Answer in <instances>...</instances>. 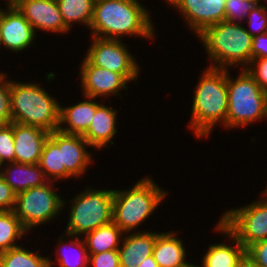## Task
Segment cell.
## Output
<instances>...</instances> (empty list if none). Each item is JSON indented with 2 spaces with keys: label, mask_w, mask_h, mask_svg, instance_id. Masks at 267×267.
I'll return each mask as SVG.
<instances>
[{
  "label": "cell",
  "mask_w": 267,
  "mask_h": 267,
  "mask_svg": "<svg viewBox=\"0 0 267 267\" xmlns=\"http://www.w3.org/2000/svg\"><path fill=\"white\" fill-rule=\"evenodd\" d=\"M149 14L137 0H95L90 23L92 36L114 40L124 34L152 38Z\"/></svg>",
  "instance_id": "obj_1"
},
{
  "label": "cell",
  "mask_w": 267,
  "mask_h": 267,
  "mask_svg": "<svg viewBox=\"0 0 267 267\" xmlns=\"http://www.w3.org/2000/svg\"><path fill=\"white\" fill-rule=\"evenodd\" d=\"M227 69L208 68L194 92L191 126L198 137L208 136L217 122L226 126Z\"/></svg>",
  "instance_id": "obj_2"
},
{
  "label": "cell",
  "mask_w": 267,
  "mask_h": 267,
  "mask_svg": "<svg viewBox=\"0 0 267 267\" xmlns=\"http://www.w3.org/2000/svg\"><path fill=\"white\" fill-rule=\"evenodd\" d=\"M197 36L204 43L211 61L215 62L210 67L226 69L236 63L249 67L253 37L239 22L224 20L204 28Z\"/></svg>",
  "instance_id": "obj_3"
},
{
  "label": "cell",
  "mask_w": 267,
  "mask_h": 267,
  "mask_svg": "<svg viewBox=\"0 0 267 267\" xmlns=\"http://www.w3.org/2000/svg\"><path fill=\"white\" fill-rule=\"evenodd\" d=\"M12 122L40 127L48 132L58 130L60 105L37 84L10 81Z\"/></svg>",
  "instance_id": "obj_4"
},
{
  "label": "cell",
  "mask_w": 267,
  "mask_h": 267,
  "mask_svg": "<svg viewBox=\"0 0 267 267\" xmlns=\"http://www.w3.org/2000/svg\"><path fill=\"white\" fill-rule=\"evenodd\" d=\"M165 194L151 178L140 179L130 190H114L112 221L123 232L137 228L155 211Z\"/></svg>",
  "instance_id": "obj_5"
},
{
  "label": "cell",
  "mask_w": 267,
  "mask_h": 267,
  "mask_svg": "<svg viewBox=\"0 0 267 267\" xmlns=\"http://www.w3.org/2000/svg\"><path fill=\"white\" fill-rule=\"evenodd\" d=\"M234 81L227 73L226 127L245 126L267 117V92L244 69Z\"/></svg>",
  "instance_id": "obj_6"
},
{
  "label": "cell",
  "mask_w": 267,
  "mask_h": 267,
  "mask_svg": "<svg viewBox=\"0 0 267 267\" xmlns=\"http://www.w3.org/2000/svg\"><path fill=\"white\" fill-rule=\"evenodd\" d=\"M114 190H85L70 209L67 236L87 234L112 222Z\"/></svg>",
  "instance_id": "obj_7"
},
{
  "label": "cell",
  "mask_w": 267,
  "mask_h": 267,
  "mask_svg": "<svg viewBox=\"0 0 267 267\" xmlns=\"http://www.w3.org/2000/svg\"><path fill=\"white\" fill-rule=\"evenodd\" d=\"M47 183L16 194L13 211L27 231L55 218L64 206L65 202L52 190L50 181Z\"/></svg>",
  "instance_id": "obj_8"
},
{
  "label": "cell",
  "mask_w": 267,
  "mask_h": 267,
  "mask_svg": "<svg viewBox=\"0 0 267 267\" xmlns=\"http://www.w3.org/2000/svg\"><path fill=\"white\" fill-rule=\"evenodd\" d=\"M263 194L265 200L228 210L219 220L246 249L267 239V189Z\"/></svg>",
  "instance_id": "obj_9"
},
{
  "label": "cell",
  "mask_w": 267,
  "mask_h": 267,
  "mask_svg": "<svg viewBox=\"0 0 267 267\" xmlns=\"http://www.w3.org/2000/svg\"><path fill=\"white\" fill-rule=\"evenodd\" d=\"M92 37L93 44L85 57L92 65L122 74L128 81L137 79L139 68L126 45L118 39Z\"/></svg>",
  "instance_id": "obj_10"
},
{
  "label": "cell",
  "mask_w": 267,
  "mask_h": 267,
  "mask_svg": "<svg viewBox=\"0 0 267 267\" xmlns=\"http://www.w3.org/2000/svg\"><path fill=\"white\" fill-rule=\"evenodd\" d=\"M13 5L33 29L38 28L58 33L69 31L64 24L56 0H17Z\"/></svg>",
  "instance_id": "obj_11"
},
{
  "label": "cell",
  "mask_w": 267,
  "mask_h": 267,
  "mask_svg": "<svg viewBox=\"0 0 267 267\" xmlns=\"http://www.w3.org/2000/svg\"><path fill=\"white\" fill-rule=\"evenodd\" d=\"M179 8L197 35L206 27L224 21L225 0H168Z\"/></svg>",
  "instance_id": "obj_12"
},
{
  "label": "cell",
  "mask_w": 267,
  "mask_h": 267,
  "mask_svg": "<svg viewBox=\"0 0 267 267\" xmlns=\"http://www.w3.org/2000/svg\"><path fill=\"white\" fill-rule=\"evenodd\" d=\"M81 82L87 98L116 94L126 88L128 80L119 73L92 65L86 58L81 65Z\"/></svg>",
  "instance_id": "obj_13"
},
{
  "label": "cell",
  "mask_w": 267,
  "mask_h": 267,
  "mask_svg": "<svg viewBox=\"0 0 267 267\" xmlns=\"http://www.w3.org/2000/svg\"><path fill=\"white\" fill-rule=\"evenodd\" d=\"M7 10L1 9V45L12 51H22L32 43L35 30L14 5H9Z\"/></svg>",
  "instance_id": "obj_14"
},
{
  "label": "cell",
  "mask_w": 267,
  "mask_h": 267,
  "mask_svg": "<svg viewBox=\"0 0 267 267\" xmlns=\"http://www.w3.org/2000/svg\"><path fill=\"white\" fill-rule=\"evenodd\" d=\"M50 137L59 145L61 150V167L72 176H80L91 162L90 154L85 146H90L87 140L81 135L62 133L59 130L50 132Z\"/></svg>",
  "instance_id": "obj_15"
},
{
  "label": "cell",
  "mask_w": 267,
  "mask_h": 267,
  "mask_svg": "<svg viewBox=\"0 0 267 267\" xmlns=\"http://www.w3.org/2000/svg\"><path fill=\"white\" fill-rule=\"evenodd\" d=\"M50 132L31 125L14 122L15 162L38 164Z\"/></svg>",
  "instance_id": "obj_16"
},
{
  "label": "cell",
  "mask_w": 267,
  "mask_h": 267,
  "mask_svg": "<svg viewBox=\"0 0 267 267\" xmlns=\"http://www.w3.org/2000/svg\"><path fill=\"white\" fill-rule=\"evenodd\" d=\"M216 227L223 234L226 233L227 237H232L236 244L232 247L223 243L209 246L203 257V267H241L246 256V248L220 221Z\"/></svg>",
  "instance_id": "obj_17"
},
{
  "label": "cell",
  "mask_w": 267,
  "mask_h": 267,
  "mask_svg": "<svg viewBox=\"0 0 267 267\" xmlns=\"http://www.w3.org/2000/svg\"><path fill=\"white\" fill-rule=\"evenodd\" d=\"M157 234L145 231L127 235L118 249L120 267H138L152 255Z\"/></svg>",
  "instance_id": "obj_18"
},
{
  "label": "cell",
  "mask_w": 267,
  "mask_h": 267,
  "mask_svg": "<svg viewBox=\"0 0 267 267\" xmlns=\"http://www.w3.org/2000/svg\"><path fill=\"white\" fill-rule=\"evenodd\" d=\"M116 111L109 107L99 105L88 130L82 135L90 146L101 148L109 142L116 134Z\"/></svg>",
  "instance_id": "obj_19"
},
{
  "label": "cell",
  "mask_w": 267,
  "mask_h": 267,
  "mask_svg": "<svg viewBox=\"0 0 267 267\" xmlns=\"http://www.w3.org/2000/svg\"><path fill=\"white\" fill-rule=\"evenodd\" d=\"M175 233H158L154 247L153 256L159 267H193L187 263L183 242L176 238Z\"/></svg>",
  "instance_id": "obj_20"
},
{
  "label": "cell",
  "mask_w": 267,
  "mask_h": 267,
  "mask_svg": "<svg viewBox=\"0 0 267 267\" xmlns=\"http://www.w3.org/2000/svg\"><path fill=\"white\" fill-rule=\"evenodd\" d=\"M84 102H79L73 106L64 108L60 107V120L59 124L66 123L69 127L63 128L59 126L58 130L62 133L83 135L87 130L95 115L96 108L100 105L92 102L93 98H88Z\"/></svg>",
  "instance_id": "obj_21"
},
{
  "label": "cell",
  "mask_w": 267,
  "mask_h": 267,
  "mask_svg": "<svg viewBox=\"0 0 267 267\" xmlns=\"http://www.w3.org/2000/svg\"><path fill=\"white\" fill-rule=\"evenodd\" d=\"M10 164L9 168H6L4 172H0V175L16 194L45 184L46 177L38 164H22L17 162ZM13 176L17 177L13 178Z\"/></svg>",
  "instance_id": "obj_22"
},
{
  "label": "cell",
  "mask_w": 267,
  "mask_h": 267,
  "mask_svg": "<svg viewBox=\"0 0 267 267\" xmlns=\"http://www.w3.org/2000/svg\"><path fill=\"white\" fill-rule=\"evenodd\" d=\"M120 227L113 221L107 225L101 226L85 236V244L89 249V254H98L104 251L118 250L120 245V236L122 234Z\"/></svg>",
  "instance_id": "obj_23"
},
{
  "label": "cell",
  "mask_w": 267,
  "mask_h": 267,
  "mask_svg": "<svg viewBox=\"0 0 267 267\" xmlns=\"http://www.w3.org/2000/svg\"><path fill=\"white\" fill-rule=\"evenodd\" d=\"M38 165L49 181L53 180L51 177L54 179L73 177L65 167H61V150H59V145L50 136L44 144Z\"/></svg>",
  "instance_id": "obj_24"
},
{
  "label": "cell",
  "mask_w": 267,
  "mask_h": 267,
  "mask_svg": "<svg viewBox=\"0 0 267 267\" xmlns=\"http://www.w3.org/2000/svg\"><path fill=\"white\" fill-rule=\"evenodd\" d=\"M65 26L69 29L71 22H81L88 27L93 16L95 0H56Z\"/></svg>",
  "instance_id": "obj_25"
},
{
  "label": "cell",
  "mask_w": 267,
  "mask_h": 267,
  "mask_svg": "<svg viewBox=\"0 0 267 267\" xmlns=\"http://www.w3.org/2000/svg\"><path fill=\"white\" fill-rule=\"evenodd\" d=\"M0 267H52V262L18 246L0 253Z\"/></svg>",
  "instance_id": "obj_26"
},
{
  "label": "cell",
  "mask_w": 267,
  "mask_h": 267,
  "mask_svg": "<svg viewBox=\"0 0 267 267\" xmlns=\"http://www.w3.org/2000/svg\"><path fill=\"white\" fill-rule=\"evenodd\" d=\"M26 230L14 211H0V253L18 247L14 244Z\"/></svg>",
  "instance_id": "obj_27"
},
{
  "label": "cell",
  "mask_w": 267,
  "mask_h": 267,
  "mask_svg": "<svg viewBox=\"0 0 267 267\" xmlns=\"http://www.w3.org/2000/svg\"><path fill=\"white\" fill-rule=\"evenodd\" d=\"M0 160L15 162L14 122L0 125Z\"/></svg>",
  "instance_id": "obj_28"
},
{
  "label": "cell",
  "mask_w": 267,
  "mask_h": 267,
  "mask_svg": "<svg viewBox=\"0 0 267 267\" xmlns=\"http://www.w3.org/2000/svg\"><path fill=\"white\" fill-rule=\"evenodd\" d=\"M257 4L254 0H225V21L238 22L245 19Z\"/></svg>",
  "instance_id": "obj_29"
},
{
  "label": "cell",
  "mask_w": 267,
  "mask_h": 267,
  "mask_svg": "<svg viewBox=\"0 0 267 267\" xmlns=\"http://www.w3.org/2000/svg\"><path fill=\"white\" fill-rule=\"evenodd\" d=\"M75 238V241L70 242L69 246H73L74 248L77 247L76 249L79 251L78 255L76 254L75 256H77L78 258H71L68 257L65 253H61V256H59L58 259L60 267H87V265H89V253L87 251L88 248L85 246V241H81L77 236H75Z\"/></svg>",
  "instance_id": "obj_30"
},
{
  "label": "cell",
  "mask_w": 267,
  "mask_h": 267,
  "mask_svg": "<svg viewBox=\"0 0 267 267\" xmlns=\"http://www.w3.org/2000/svg\"><path fill=\"white\" fill-rule=\"evenodd\" d=\"M5 74L0 73V125L12 122L10 104V81L8 82ZM6 80V81H4Z\"/></svg>",
  "instance_id": "obj_31"
},
{
  "label": "cell",
  "mask_w": 267,
  "mask_h": 267,
  "mask_svg": "<svg viewBox=\"0 0 267 267\" xmlns=\"http://www.w3.org/2000/svg\"><path fill=\"white\" fill-rule=\"evenodd\" d=\"M248 23L250 25V27L254 28L253 32L252 30H248L249 34L254 37L256 35H260L263 33L267 32V7L260 5V4H256L255 7L251 10V12L248 15ZM258 23V24H257ZM255 32H257L258 34H256Z\"/></svg>",
  "instance_id": "obj_32"
},
{
  "label": "cell",
  "mask_w": 267,
  "mask_h": 267,
  "mask_svg": "<svg viewBox=\"0 0 267 267\" xmlns=\"http://www.w3.org/2000/svg\"><path fill=\"white\" fill-rule=\"evenodd\" d=\"M89 264L94 267H120L118 250L89 254Z\"/></svg>",
  "instance_id": "obj_33"
},
{
  "label": "cell",
  "mask_w": 267,
  "mask_h": 267,
  "mask_svg": "<svg viewBox=\"0 0 267 267\" xmlns=\"http://www.w3.org/2000/svg\"><path fill=\"white\" fill-rule=\"evenodd\" d=\"M256 65V69L253 66L245 68L248 73L254 78L259 86L267 92V58H254L249 65Z\"/></svg>",
  "instance_id": "obj_34"
},
{
  "label": "cell",
  "mask_w": 267,
  "mask_h": 267,
  "mask_svg": "<svg viewBox=\"0 0 267 267\" xmlns=\"http://www.w3.org/2000/svg\"><path fill=\"white\" fill-rule=\"evenodd\" d=\"M246 255L256 264L267 267V239L250 245Z\"/></svg>",
  "instance_id": "obj_35"
},
{
  "label": "cell",
  "mask_w": 267,
  "mask_h": 267,
  "mask_svg": "<svg viewBox=\"0 0 267 267\" xmlns=\"http://www.w3.org/2000/svg\"><path fill=\"white\" fill-rule=\"evenodd\" d=\"M16 193L0 175V211L14 210Z\"/></svg>",
  "instance_id": "obj_36"
},
{
  "label": "cell",
  "mask_w": 267,
  "mask_h": 267,
  "mask_svg": "<svg viewBox=\"0 0 267 267\" xmlns=\"http://www.w3.org/2000/svg\"><path fill=\"white\" fill-rule=\"evenodd\" d=\"M251 52L252 59L267 58V32L253 37Z\"/></svg>",
  "instance_id": "obj_37"
},
{
  "label": "cell",
  "mask_w": 267,
  "mask_h": 267,
  "mask_svg": "<svg viewBox=\"0 0 267 267\" xmlns=\"http://www.w3.org/2000/svg\"><path fill=\"white\" fill-rule=\"evenodd\" d=\"M138 267H159L154 259L153 254L145 258V260Z\"/></svg>",
  "instance_id": "obj_38"
},
{
  "label": "cell",
  "mask_w": 267,
  "mask_h": 267,
  "mask_svg": "<svg viewBox=\"0 0 267 267\" xmlns=\"http://www.w3.org/2000/svg\"><path fill=\"white\" fill-rule=\"evenodd\" d=\"M243 265L244 267H264L253 262L247 255L245 256L243 260Z\"/></svg>",
  "instance_id": "obj_39"
},
{
  "label": "cell",
  "mask_w": 267,
  "mask_h": 267,
  "mask_svg": "<svg viewBox=\"0 0 267 267\" xmlns=\"http://www.w3.org/2000/svg\"><path fill=\"white\" fill-rule=\"evenodd\" d=\"M17 0H8L9 5H13Z\"/></svg>",
  "instance_id": "obj_40"
},
{
  "label": "cell",
  "mask_w": 267,
  "mask_h": 267,
  "mask_svg": "<svg viewBox=\"0 0 267 267\" xmlns=\"http://www.w3.org/2000/svg\"><path fill=\"white\" fill-rule=\"evenodd\" d=\"M0 22H1V10H0ZM0 46H1V39H0Z\"/></svg>",
  "instance_id": "obj_41"
}]
</instances>
